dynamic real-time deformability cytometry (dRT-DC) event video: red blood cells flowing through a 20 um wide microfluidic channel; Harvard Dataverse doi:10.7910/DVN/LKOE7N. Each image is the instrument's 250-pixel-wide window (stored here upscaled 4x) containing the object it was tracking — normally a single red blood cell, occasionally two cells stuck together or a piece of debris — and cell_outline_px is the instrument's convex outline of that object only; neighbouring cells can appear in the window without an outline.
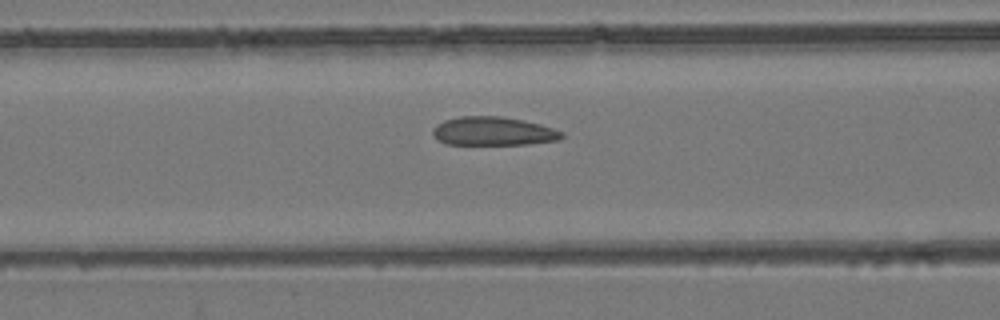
{"species": "common noctule bat (a hibernating species)", "species_latin": "Nyctalus noctula", "temperature_condition": "room temperature", "stored_images_in_passage": 55, "camera_frame_rate_fps": 3000, "um_per_image_px": 0.085, "animal": {"sex": "female", "body_mass_g": 24.6, "forearm_length_mm": 56.2}, "frame": {"image": 1, "passage_image": 23, "time_ms": 7.333, "image_size_px": [1000, 320], "cell_outline_px": [[564, 136], [560, 140], [528, 144], [444, 144], [436, 140], [432, 132], [432, 128], [436, 124], [444, 120], [460, 116], [500, 116], [524, 120], [540, 124], [564, 132]], "centroid_in_image_um": [41.9, 11.15], "position_along_channel_um": 124.7, "area_um2": 21.73}}
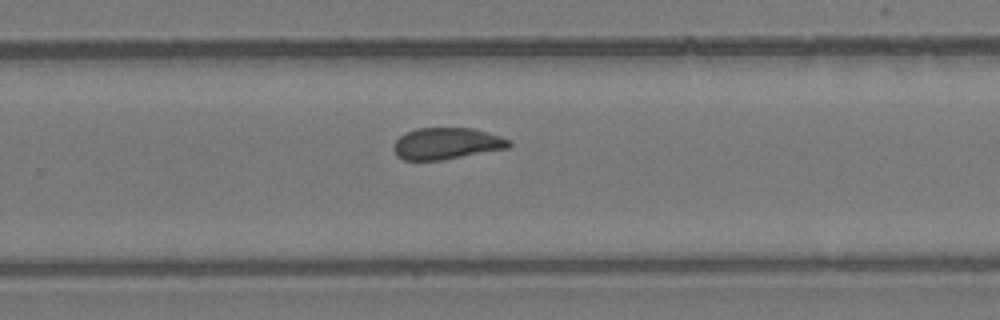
{"frame": {"image": 2, "passage_image": 36, "time_ms": 11.667, "image_size_px": [1000, 320], "cell_outline_px": [[512, 144], [508, 148], [444, 160], [404, 160], [396, 156], [392, 148], [396, 140], [400, 136], [416, 128], [472, 128], [500, 136], [512, 140]], "centroid_in_image_um": [37.96, 12.21], "position_along_channel_um": 291.8, "area_um2": 21.33}}
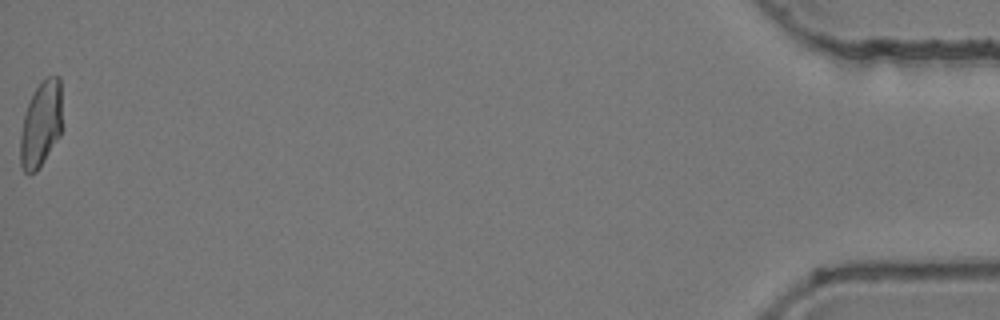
{"frame": {"image": 3, "passage_image": 55, "time_ms": 18.0, "image_size_px": [1000, 320], "cell_outline_px": [[64, 128], [60, 136], [36, 172], [28, 176], [24, 172], [20, 164], [20, 136], [24, 116], [28, 104], [36, 88], [48, 76], [60, 76]], "centroid_in_image_um": [3.52, 10.58], "position_along_channel_um": 431.7, "area_um2": 21.44}, "authors_computed_cell_mechanics": {"area_um2": 22.0218, "velocity_mm_per_s": 3.8674, "shape_relaxation_time_tau1_ms": null, "shape_relaxation_time_tau2_ms": 0.5843, "deformation_change_tau1": null, "deformation_change_tau2": 0.0592}}